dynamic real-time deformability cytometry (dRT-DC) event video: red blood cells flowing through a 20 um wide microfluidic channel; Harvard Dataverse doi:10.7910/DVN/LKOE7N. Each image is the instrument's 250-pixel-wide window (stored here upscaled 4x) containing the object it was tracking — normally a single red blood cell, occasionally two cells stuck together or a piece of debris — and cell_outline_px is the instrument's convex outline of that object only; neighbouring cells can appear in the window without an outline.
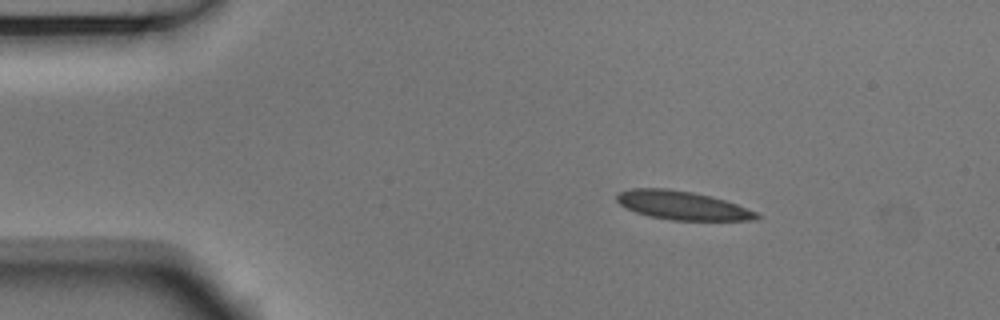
{"species": "Egyptian fruit bat (a non-hibernating species)", "species_latin": "Rousettus aegyptiacus", "temperature_condition": "room temperature", "stored_images_in_passage": 3, "camera_frame_rate_fps": 3000, "um_per_image_px": 0.085, "animal": {"sex": "male"}, "frame": {"image": 1, "passage_image": 1, "time_ms": 0.0, "image_size_px": [1000, 320], "cell_outline_px": [[760, 216], [756, 220], [672, 220], [648, 216], [624, 208], [616, 200], [616, 196], [620, 192], [632, 188], [668, 188], [692, 192], [712, 196], [736, 204], [756, 212]], "centroid_in_image_um": [57.96, 17.45], "position_along_channel_um": 27.0, "area_um2": 23.29}}
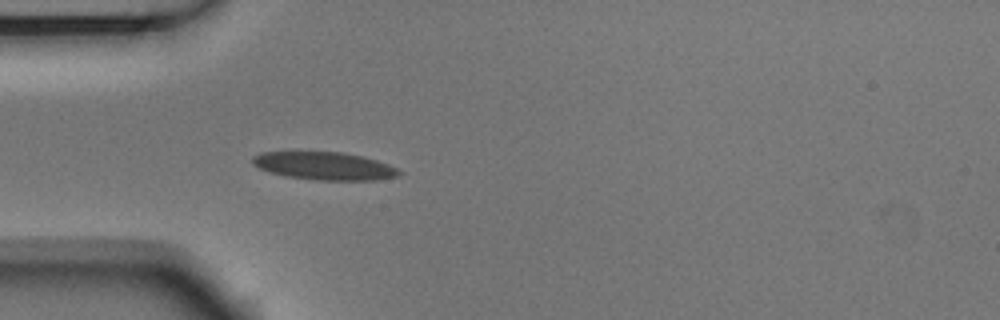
{"frame": {"image": 2, "passage_image": 3, "time_ms": 0.667, "image_size_px": [1000, 320], "cell_outline_px": [[404, 172], [396, 176], [376, 180], [316, 180], [284, 176], [268, 172], [252, 164], [252, 156], [260, 152], [296, 148], [344, 152], [364, 156], [388, 164]], "centroid_in_image_um": [27.46, 14.04], "position_along_channel_um": 57.5, "area_um2": 25.14}}